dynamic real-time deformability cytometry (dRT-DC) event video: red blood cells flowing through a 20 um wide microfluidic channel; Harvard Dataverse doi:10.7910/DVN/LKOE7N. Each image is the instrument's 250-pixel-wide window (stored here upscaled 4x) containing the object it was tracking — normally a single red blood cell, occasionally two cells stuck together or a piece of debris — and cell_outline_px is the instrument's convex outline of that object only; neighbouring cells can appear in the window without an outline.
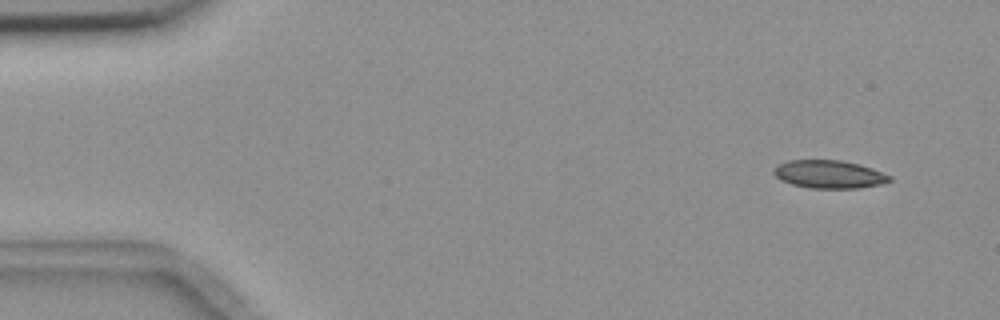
{"species": "common noctule bat (a hibernating species)", "species_latin": "Nyctalus noctula", "temperature_condition": "room temperature", "stored_images_in_passage": 9, "camera_frame_rate_fps": 3000, "um_per_image_px": 0.085, "animal": {"sex": "female", "body_mass_g": 18.4}, "frame": {"image": 1, "passage_image": 1, "time_ms": 0.0, "image_size_px": [1000, 320], "cell_outline_px": [[892, 180], [880, 184], [860, 188], [808, 188], [792, 184], [780, 180], [772, 172], [780, 164], [788, 160], [840, 160], [860, 164], [872, 168], [892, 176]], "centroid_in_image_um": [70.5, 14.81], "position_along_channel_um": 14.5, "area_um2": 18.9}}
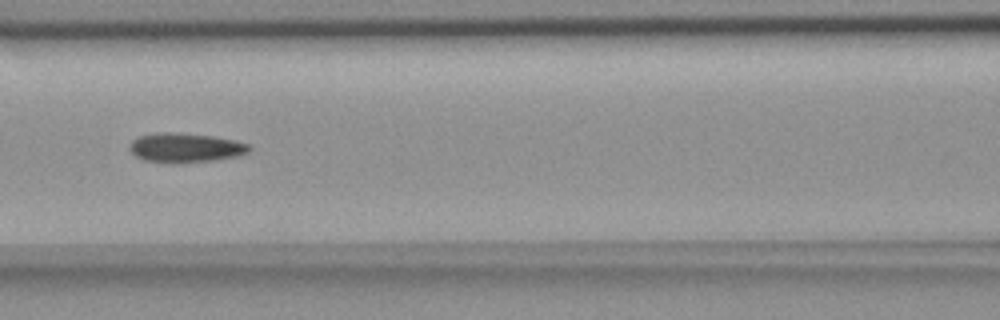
{"frame": {"image": 2, "passage_image": 7, "time_ms": 6.667, "image_size_px": [1000, 320], "cell_outline_px": [[252, 148], [248, 152], [236, 156], [216, 160], [144, 160], [136, 156], [128, 148], [132, 140], [140, 136], [156, 132], [176, 132], [212, 136], [236, 140], [248, 144]], "centroid_in_image_um": [15.78, 12.5], "position_along_channel_um": 150.8, "area_um2": 19.65}}
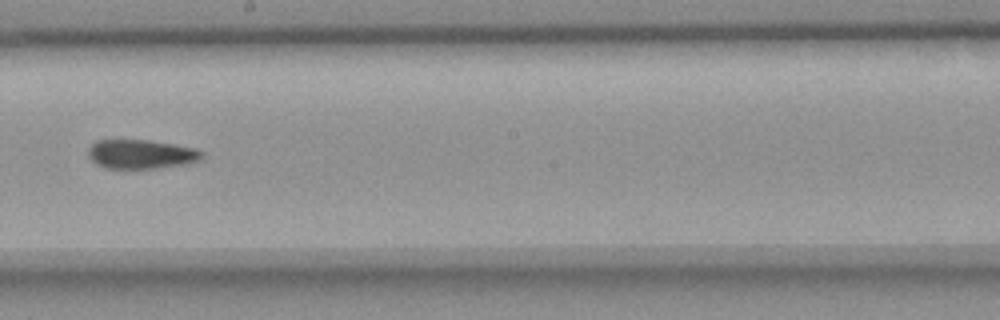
{"frame": {"image": 3, "passage_image": 9, "time_ms": 9.0, "image_size_px": [1000, 320], "cell_outline_px": [[204, 156], [200, 160], [184, 164], [156, 168], [104, 168], [96, 164], [88, 156], [88, 148], [96, 140], [148, 140], [196, 148], [204, 152]], "centroid_in_image_um": [11.99, 13.1], "position_along_channel_um": 236.2, "area_um2": 19.31}}